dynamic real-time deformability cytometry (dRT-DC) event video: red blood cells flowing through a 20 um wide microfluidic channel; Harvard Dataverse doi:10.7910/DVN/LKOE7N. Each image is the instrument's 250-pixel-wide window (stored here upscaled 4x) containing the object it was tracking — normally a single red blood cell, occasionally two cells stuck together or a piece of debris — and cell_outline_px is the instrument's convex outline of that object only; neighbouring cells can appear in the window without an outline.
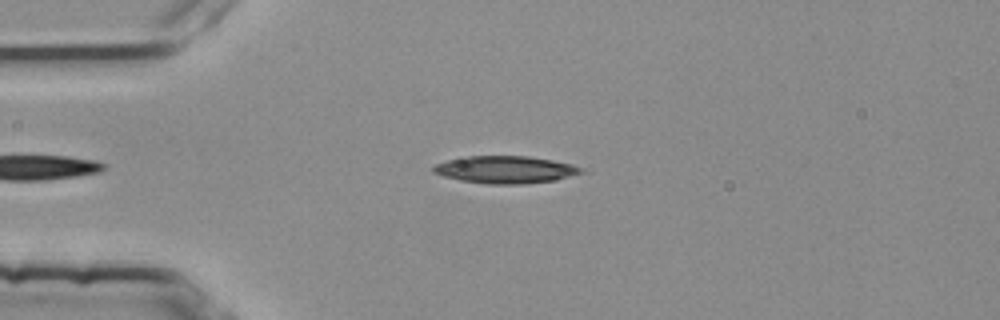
{"species": "common noctule bat (a hibernating species)", "species_latin": "Nyctalus noctula", "temperature_condition": "room temperature", "stored_images_in_passage": 46, "camera_frame_rate_fps": 3000, "um_per_image_px": 0.085, "animal": {"sex": "female", "body_mass_g": 25.1}, "frame": {"image": 1, "passage_image": 9, "time_ms": 2.667, "image_size_px": [1000, 320], "cell_outline_px": [[580, 172], [556, 180], [520, 184], [488, 184], [460, 180], [444, 176], [432, 172], [432, 164], [464, 156], [528, 156], [552, 160], [572, 164], [580, 168]], "centroid_in_image_um": [42.86, 14.41], "position_along_channel_um": 42.1, "area_um2": 23.35}}
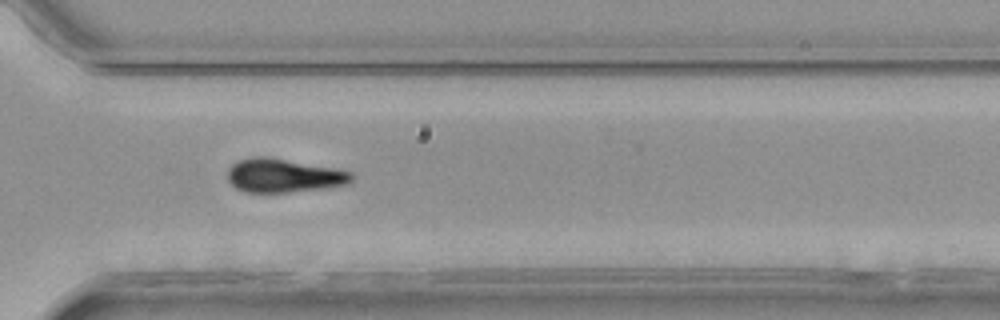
{"frame": {"image": 2, "passage_image": 35, "time_ms": 11.333, "image_size_px": [1000, 320], "cell_outline_px": [[352, 180], [348, 184], [320, 188], [288, 192], [248, 192], [236, 188], [228, 180], [228, 168], [236, 160], [252, 156], [268, 156], [336, 168], [352, 172]], "centroid_in_image_um": [24.08, 14.9], "position_along_channel_um": 346.5, "area_um2": 24.39}}
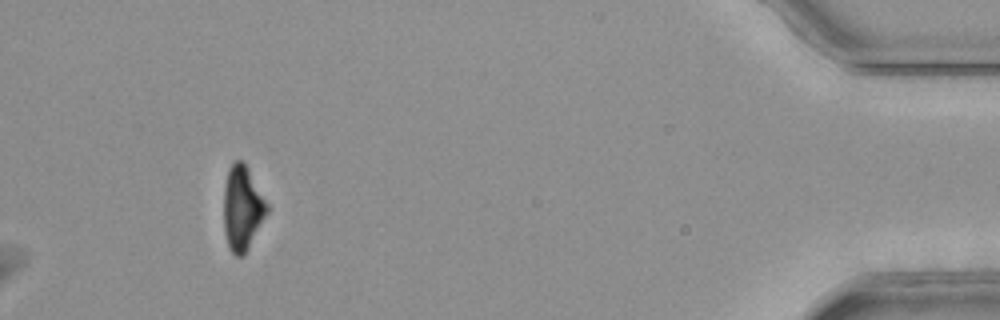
{"frame": {"image": 3, "passage_image": 46, "time_ms": 15.0, "image_size_px": [1000, 320], "cell_outline_px": [[268, 212], [244, 256], [236, 256], [228, 248], [224, 232], [224, 188], [228, 168], [236, 160], [244, 160], [268, 204]], "centroid_in_image_um": [20.59, 17.69], "position_along_channel_um": 414.6, "area_um2": 21.44}}